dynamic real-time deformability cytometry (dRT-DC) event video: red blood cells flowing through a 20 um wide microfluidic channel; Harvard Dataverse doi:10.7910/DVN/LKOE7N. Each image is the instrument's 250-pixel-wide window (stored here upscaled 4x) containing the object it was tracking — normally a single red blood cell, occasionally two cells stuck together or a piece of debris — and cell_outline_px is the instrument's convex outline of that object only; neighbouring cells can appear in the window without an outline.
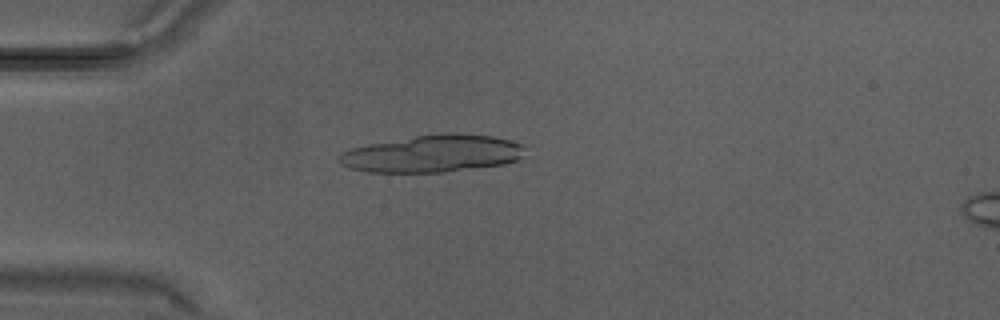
{"species": "Egyptian fruit bat (a non-hibernating species)", "species_latin": "Rousettus aegyptiacus", "temperature_condition": "warm", "stored_images_in_passage": 5, "camera_frame_rate_fps": 3000, "um_per_image_px": 0.085, "animal": {"sex": "male"}, "frame": {"image": 1, "passage_image": 4, "time_ms": 1.0, "image_size_px": [1000, 320], "cell_outline_px": [[524, 148], [520, 156], [516, 160], [504, 164], [444, 172], [368, 172], [348, 168], [340, 164], [336, 160], [336, 156], [340, 152], [352, 148], [368, 144], [440, 132], [456, 132], [492, 136], [512, 140], [524, 144]], "centroid_in_image_um": [36.72, 13.05], "position_along_channel_um": 48.3, "area_um2": 40.63}}